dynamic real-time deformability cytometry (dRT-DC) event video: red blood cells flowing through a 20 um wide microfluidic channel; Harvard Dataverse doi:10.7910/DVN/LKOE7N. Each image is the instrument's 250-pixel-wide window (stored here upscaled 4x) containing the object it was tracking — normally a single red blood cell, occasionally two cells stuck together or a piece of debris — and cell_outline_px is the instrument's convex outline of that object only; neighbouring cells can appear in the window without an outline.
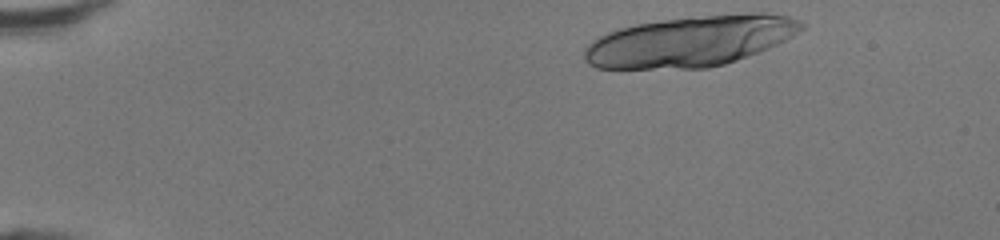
{"species": "human", "species_latin": "Homo sapiens", "temperature_condition": "room temperature", "stored_images_in_passage": 13, "camera_frame_rate_fps": 3000, "um_per_image_px": 0.085, "donor": {"sex": "female"}, "frame": {"image": 1, "passage_image": 1, "time_ms": 0.0, "image_size_px": [1000, 240], "cell_outline_px": [[808, 24], [804, 28], [792, 36], [768, 48], [736, 60], [724, 64], [708, 68], [596, 68], [588, 64], [584, 56], [584, 48], [592, 40], [608, 32], [620, 28], [636, 24], [664, 20], [748, 12], [764, 12], [788, 16], [800, 20]], "centroid_in_image_um": [58.7, 3.5], "position_along_channel_um": 26.3, "area_um2": 63.75}}